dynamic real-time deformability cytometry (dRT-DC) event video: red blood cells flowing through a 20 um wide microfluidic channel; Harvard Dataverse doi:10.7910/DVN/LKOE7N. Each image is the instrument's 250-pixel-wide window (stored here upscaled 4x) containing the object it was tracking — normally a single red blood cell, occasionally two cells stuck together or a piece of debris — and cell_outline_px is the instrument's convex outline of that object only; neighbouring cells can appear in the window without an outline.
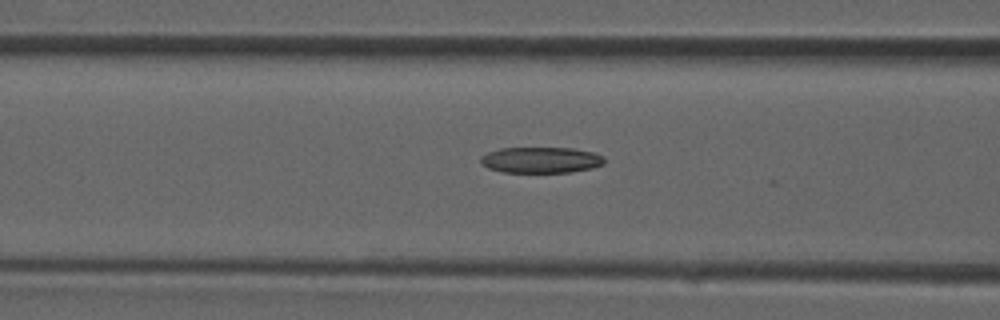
{"species": "common noctule bat (a hibernating species)", "species_latin": "Nyctalus noctula", "temperature_condition": "room temperature", "stored_images_in_passage": 18, "camera_frame_rate_fps": 3000, "um_per_image_px": 0.085, "animal": {"sex": "male", "forearm_length_mm": 52.5}, "frame": {"image": 1, "passage_image": 12, "time_ms": 3.667, "image_size_px": [1000, 320], "cell_outline_px": [[604, 164], [592, 168], [572, 172], [504, 172], [488, 168], [480, 164], [480, 156], [488, 152], [500, 148], [572, 148], [596, 152], [604, 156]], "centroid_in_image_um": [45.99, 13.59], "position_along_channel_um": 120.6, "area_um2": 18.9}}
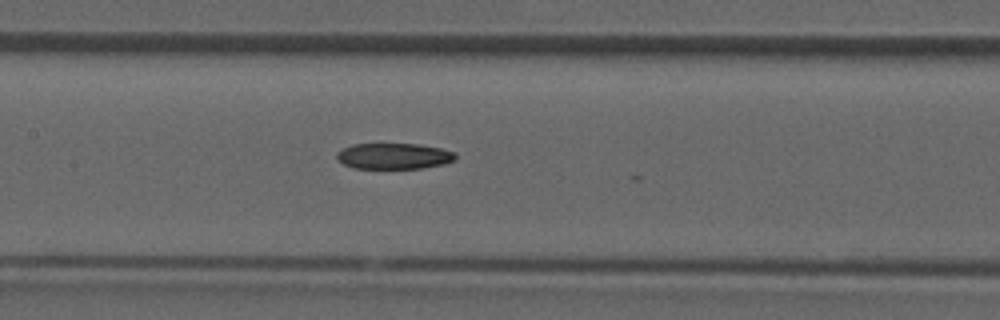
{"frame": {"image": 2, "passage_image": 15, "time_ms": 4.667, "image_size_px": [1000, 320], "cell_outline_px": [[456, 160], [444, 164], [424, 168], [352, 168], [344, 164], [336, 156], [336, 152], [352, 144], [416, 144], [440, 148], [456, 152]], "centroid_in_image_um": [33.51, 13.27], "position_along_channel_um": 173.9, "area_um2": 17.92}}
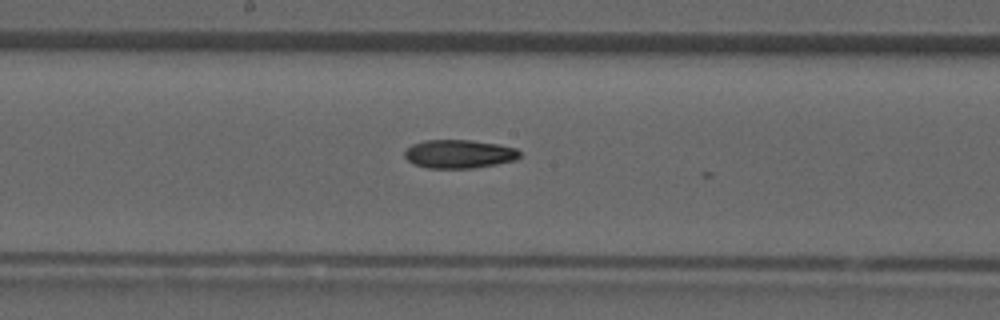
{"frame": {"image": 3, "passage_image": 17, "time_ms": 5.333, "image_size_px": [1000, 320], "cell_outline_px": [[520, 156], [516, 160], [496, 164], [472, 168], [428, 168], [412, 164], [404, 156], [404, 152], [412, 144], [424, 140], [472, 140], [500, 144], [516, 148], [520, 152]], "centroid_in_image_um": [39.02, 13.08], "position_along_channel_um": 209.2, "area_um2": 19.25}}